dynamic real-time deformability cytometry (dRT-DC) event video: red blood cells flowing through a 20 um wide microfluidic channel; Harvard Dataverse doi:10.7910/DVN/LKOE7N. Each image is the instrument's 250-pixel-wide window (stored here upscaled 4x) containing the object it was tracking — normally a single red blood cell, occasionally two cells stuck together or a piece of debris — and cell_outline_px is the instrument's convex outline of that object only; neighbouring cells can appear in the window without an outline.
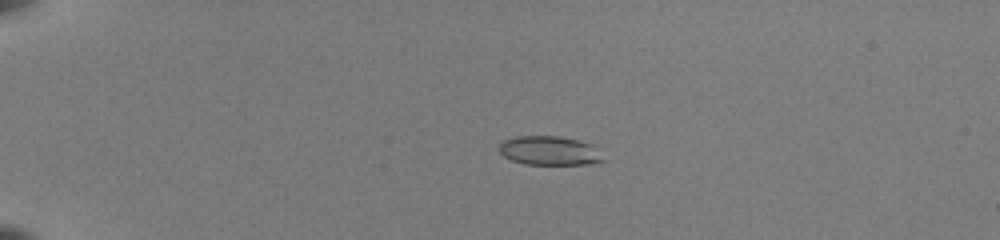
{"species": "common noctule bat (a hibernating species)", "species_latin": "Nyctalus noctula", "temperature_condition": "room temperature", "stored_images_in_passage": 53, "camera_frame_rate_fps": 3000, "um_per_image_px": 0.085, "animal": {"sex": "female", "body_mass_g": 22.0, "forearm_length_mm": 56.7}, "frame": {"image": 1, "passage_image": 14, "time_ms": 4.333, "image_size_px": [1000, 240], "cell_outline_px": [[608, 160], [592, 164], [524, 164], [512, 160], [504, 156], [500, 152], [500, 144], [504, 140], [516, 136], [560, 136], [580, 140], [592, 144]], "centroid_in_image_um": [46.77, 12.81], "position_along_channel_um": 38.2, "area_um2": 17.8}}
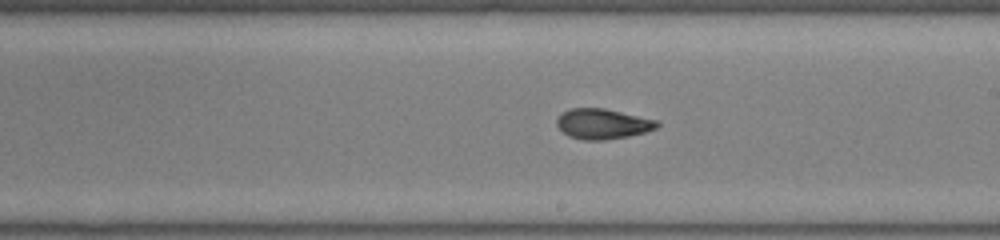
{"frame": {"image": 2, "passage_image": 34, "time_ms": 11.0, "image_size_px": [1000, 240], "cell_outline_px": [[660, 124], [656, 128], [644, 132], [628, 136], [604, 140], [584, 140], [568, 136], [556, 124], [556, 120], [568, 108], [604, 108], [656, 120]], "centroid_in_image_um": [51.21, 10.53], "position_along_channel_um": 237.8, "area_um2": 17.46}}
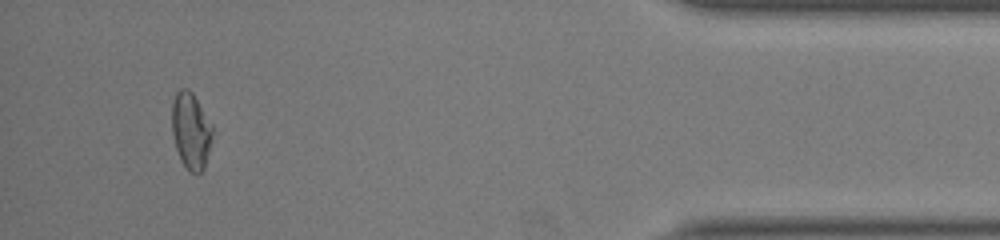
{"frame": {"image": 3, "passage_image": 51, "time_ms": 16.667, "image_size_px": [1000, 240], "cell_outline_px": [[212, 132], [208, 152], [204, 168], [200, 172], [188, 172], [180, 160], [172, 136], [172, 104], [176, 92], [180, 88], [188, 88], [192, 92], [212, 124]], "centroid_in_image_um": [16.2, 11.1], "position_along_channel_um": 419.0, "area_um2": 17.98}, "authors_computed_cell_mechanics": {"area_um2": 18.3226, "velocity_mm_per_s": 4.0124, "shape_relaxation_time_tau1_ms": null, "shape_relaxation_time_tau2_ms": 2.3451, "deformation_change_tau1": null, "deformation_change_tau2": 0.0668}}